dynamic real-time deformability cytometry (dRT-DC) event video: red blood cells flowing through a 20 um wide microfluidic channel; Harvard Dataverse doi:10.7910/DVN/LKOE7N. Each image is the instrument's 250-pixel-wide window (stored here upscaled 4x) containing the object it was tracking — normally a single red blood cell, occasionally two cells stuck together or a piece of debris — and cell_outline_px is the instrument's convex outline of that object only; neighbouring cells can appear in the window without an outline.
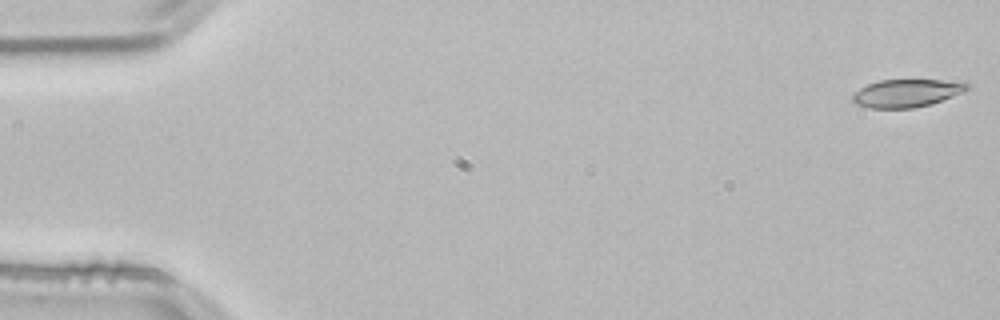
{"species": "common noctule bat (a hibernating species)", "species_latin": "Nyctalus noctula", "temperature_condition": "room temperature", "stored_images_in_passage": 53, "camera_frame_rate_fps": 3000, "um_per_image_px": 0.085, "animal": {"sex": "male", "body_mass_g": 21.5, "forearm_length_mm": 52.0}, "frame": {"image": 1, "passage_image": 1, "time_ms": 0.0, "image_size_px": [1000, 320], "cell_outline_px": [[972, 88], [964, 92], [932, 104], [912, 108], [868, 108], [856, 104], [852, 100], [852, 96], [860, 88], [868, 84], [880, 80], [964, 80]], "centroid_in_image_um": [77.14, 7.91], "position_along_channel_um": 7.9, "area_um2": 18.84}}
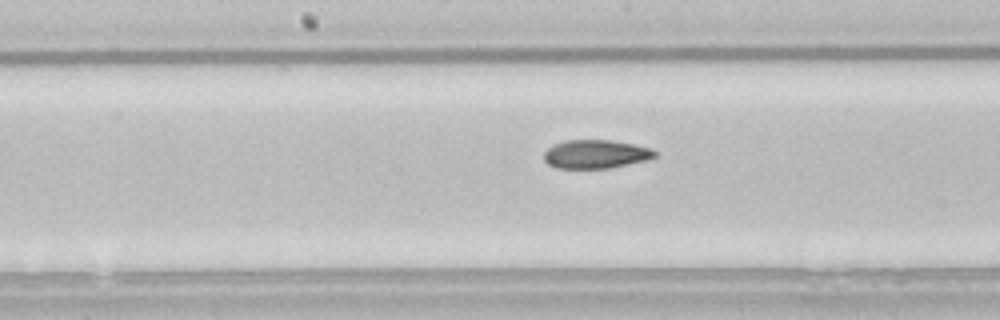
{"frame": {"image": 2, "passage_image": 27, "time_ms": 8.667, "image_size_px": [1000, 320], "cell_outline_px": [[656, 156], [644, 160], [608, 168], [556, 168], [548, 164], [544, 160], [544, 152], [552, 144], [564, 140], [612, 140], [652, 148], [656, 152]], "centroid_in_image_um": [50.58, 13.09], "position_along_channel_um": 197.6, "area_um2": 18.38}}
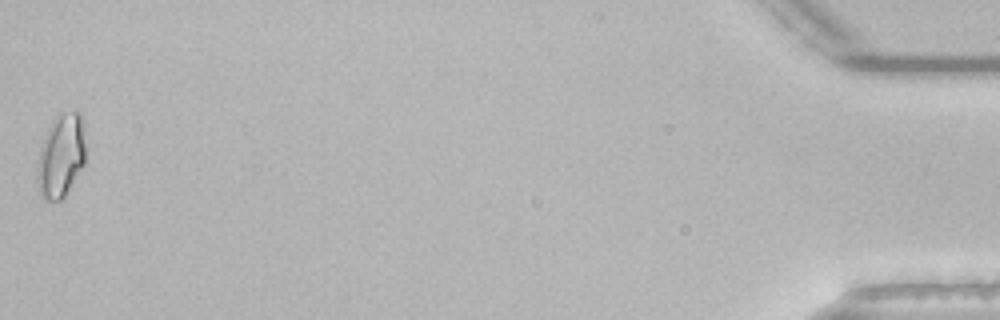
{"frame": {"image": 3, "passage_image": 53, "time_ms": 17.333, "image_size_px": [1000, 320], "cell_outline_px": [[88, 144], [84, 164], [64, 196], [60, 200], [44, 200], [40, 196], [36, 180], [36, 168], [40, 148], [44, 136], [48, 128], [56, 116], [60, 112], [80, 112], [84, 120]], "centroid_in_image_um": [5.21, 13.2], "position_along_channel_um": 430.0, "area_um2": 24.28}, "authors_computed_cell_mechanics": {"area_um2": 19.0162, "velocity_mm_per_s": 3.824, "shape_relaxation_time_tau1_ms": 9.3598, "shape_relaxation_time_tau2_ms": 3.7371, "deformation_change_tau1": 0.1847, "deformation_change_tau2": 0.0847}}